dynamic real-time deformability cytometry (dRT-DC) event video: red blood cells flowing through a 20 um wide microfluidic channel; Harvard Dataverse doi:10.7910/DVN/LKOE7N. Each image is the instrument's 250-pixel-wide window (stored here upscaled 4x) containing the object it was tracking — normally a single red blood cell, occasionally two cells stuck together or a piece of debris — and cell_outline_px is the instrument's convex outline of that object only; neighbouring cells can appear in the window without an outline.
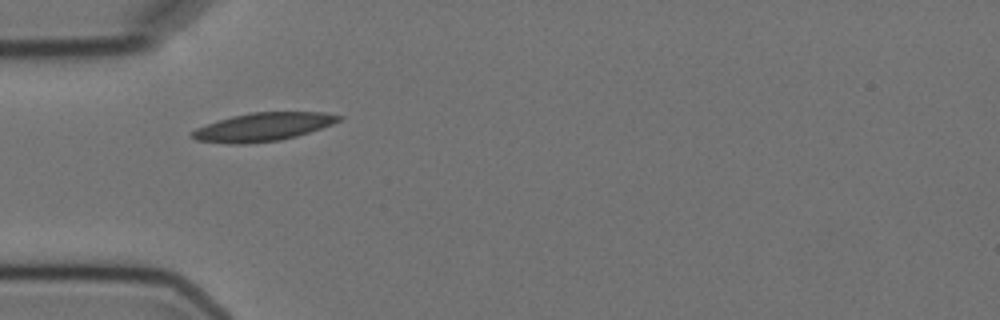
{"species": "Egyptian fruit bat (a non-hibernating species)", "species_latin": "Rousettus aegyptiacus", "temperature_condition": "cold", "stored_images_in_passage": 5, "camera_frame_rate_fps": 3000, "um_per_image_px": 0.085, "animal": {"sex": "female"}, "frame": {"image": 1, "passage_image": 1, "time_ms": 0.0, "image_size_px": [1000, 320], "cell_outline_px": [[344, 116], [340, 120], [332, 124], [296, 136], [280, 140], [244, 144], [232, 144], [196, 140], [192, 136], [192, 132], [196, 128], [232, 116], [252, 112], [324, 112]], "centroid_in_image_um": [22.38, 10.78], "position_along_channel_um": 62.6, "area_um2": 23.87}}
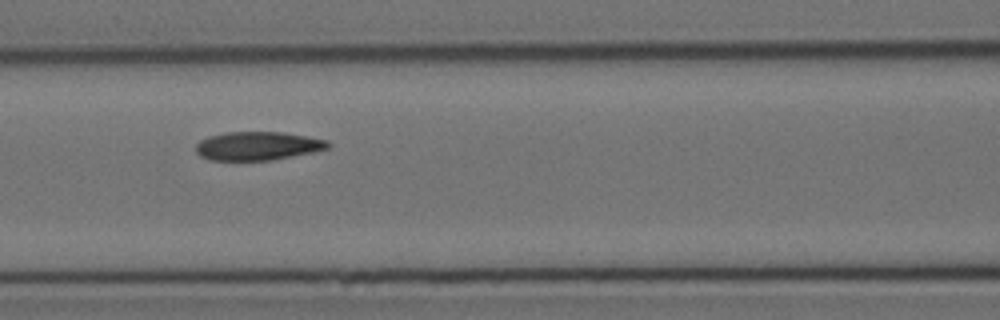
{"frame": {"image": 2, "passage_image": 3, "time_ms": 2.333, "image_size_px": [1000, 320], "cell_outline_px": [[332, 144], [328, 148], [312, 152], [272, 160], [208, 160], [200, 156], [196, 152], [196, 144], [200, 140], [208, 136], [224, 132], [280, 132], [308, 136], [328, 140]], "centroid_in_image_um": [21.89, 12.4], "position_along_channel_um": 144.7, "area_um2": 22.08}}
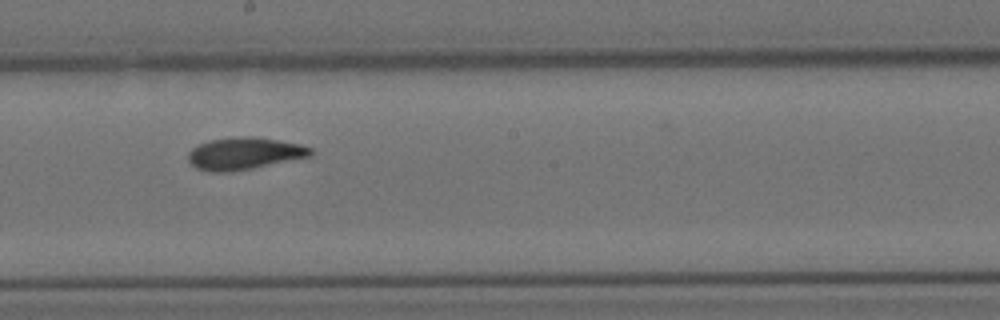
{"frame": {"image": 3, "passage_image": 5, "time_ms": 4.667, "image_size_px": [1000, 320], "cell_outline_px": [[312, 156], [232, 172], [212, 172], [196, 168], [188, 160], [188, 152], [192, 148], [208, 140], [240, 136], [252, 136], [300, 144], [312, 148]], "centroid_in_image_um": [20.75, 13.05], "position_along_channel_um": 227.5, "area_um2": 22.89}}